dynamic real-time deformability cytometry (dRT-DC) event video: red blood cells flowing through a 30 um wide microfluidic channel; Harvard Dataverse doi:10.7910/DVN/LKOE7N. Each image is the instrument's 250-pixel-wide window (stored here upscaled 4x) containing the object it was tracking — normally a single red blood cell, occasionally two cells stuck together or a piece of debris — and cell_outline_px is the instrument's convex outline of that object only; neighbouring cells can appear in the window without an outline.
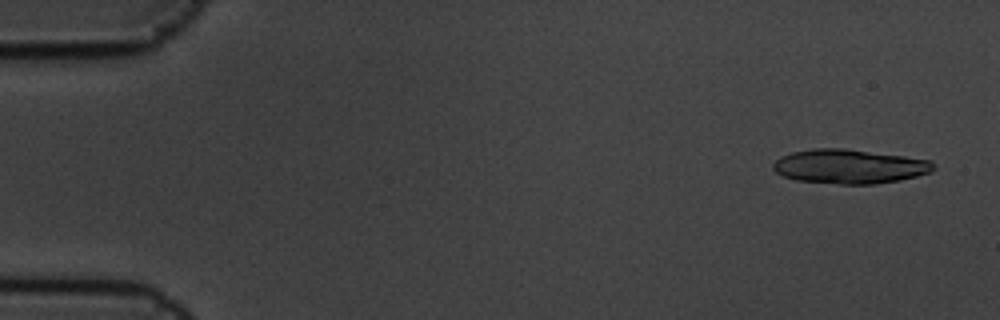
{"species": "common noctule bat (a hibernating species)", "species_latin": "Nyctalus noctula", "temperature_condition": "cold", "stored_images_in_passage": 6, "camera_frame_rate_fps": 3000, "um_per_image_px": 0.085, "animal": {"sex": "male", "body_mass_g": 19.5, "forearm_length_mm": 54.6}, "frame": {"image": 1, "passage_image": 1, "time_ms": 0.0, "image_size_px": [1000, 320], "cell_outline_px": [[936, 168], [932, 172], [900, 180], [876, 184], [840, 184], [796, 180], [784, 176], [776, 172], [772, 168], [772, 164], [780, 156], [792, 152], [812, 148], [844, 148], [904, 156], [932, 160]], "centroid_in_image_um": [72.21, 14.14], "position_along_channel_um": 12.8, "area_um2": 32.19}}